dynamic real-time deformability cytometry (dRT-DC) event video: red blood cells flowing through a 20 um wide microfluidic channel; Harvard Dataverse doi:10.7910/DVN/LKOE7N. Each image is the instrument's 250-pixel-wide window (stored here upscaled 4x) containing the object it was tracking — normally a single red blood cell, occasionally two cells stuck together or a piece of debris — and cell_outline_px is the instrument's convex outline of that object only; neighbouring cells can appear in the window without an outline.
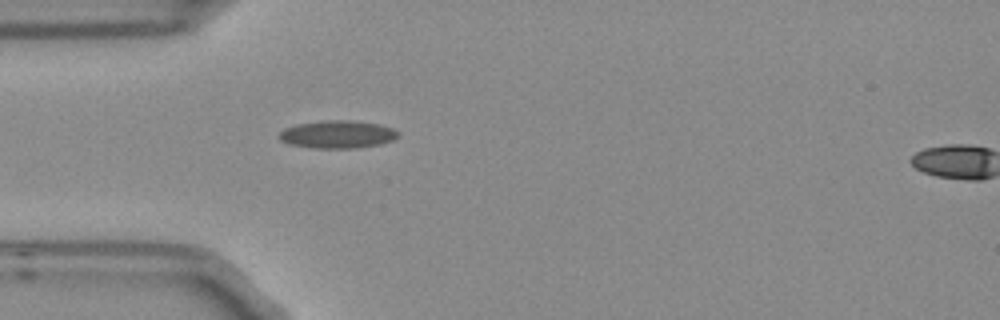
{"species": "Egyptian fruit bat (a non-hibernating species)", "species_latin": "Rousettus aegyptiacus", "temperature_condition": "room temperature", "stored_images_in_passage": 2, "segment_of_instrument_passage": [1, 2], "camera_frame_rate_fps": 3000, "um_per_image_px": 0.085, "frame": {"image": 1, "passage_image": 1, "time_ms": 0.0, "image_size_px": [1000, 320], "cell_outline_px": [[400, 136], [392, 140], [380, 144], [356, 148], [312, 148], [288, 144], [280, 140], [276, 136], [284, 128], [296, 124], [324, 120], [352, 120], [380, 124], [392, 128], [400, 132]], "centroid_in_image_um": [28.67, 11.42], "position_along_channel_um": 56.3, "area_um2": 19.54}}